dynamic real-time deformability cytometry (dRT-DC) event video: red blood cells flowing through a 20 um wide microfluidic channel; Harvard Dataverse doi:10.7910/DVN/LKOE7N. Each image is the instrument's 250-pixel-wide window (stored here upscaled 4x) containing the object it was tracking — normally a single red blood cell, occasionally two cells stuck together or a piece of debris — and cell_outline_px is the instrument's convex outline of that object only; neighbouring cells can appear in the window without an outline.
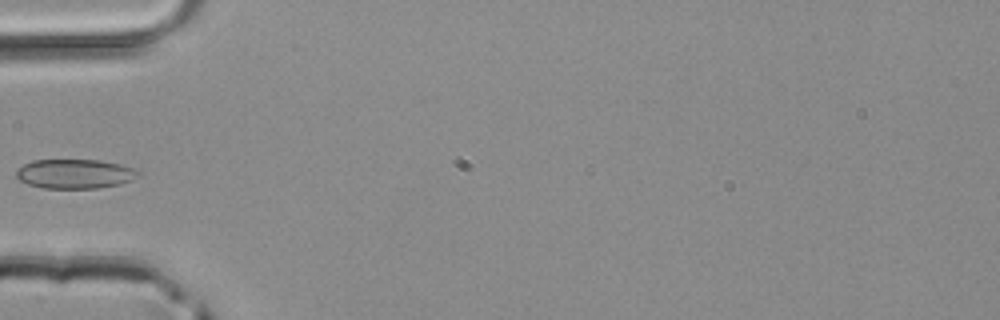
{"species": "common noctule bat (a hibernating species)", "species_latin": "Nyctalus noctula", "temperature_condition": "room temperature", "stored_images_in_passage": 32, "camera_frame_rate_fps": 3000, "um_per_image_px": 0.085, "animal": {"sex": "male", "body_mass_g": 20.4}, "frame": {"image": 1, "passage_image": 1, "time_ms": 0.0, "image_size_px": [1000, 320], "cell_outline_px": [[140, 176], [132, 180], [120, 184], [96, 188], [44, 188], [28, 184], [20, 180], [16, 176], [16, 168], [32, 160], [100, 160], [120, 164], [132, 168], [140, 172]], "centroid_in_image_um": [6.36, 14.77], "position_along_channel_um": 78.6, "area_um2": 20.92}}
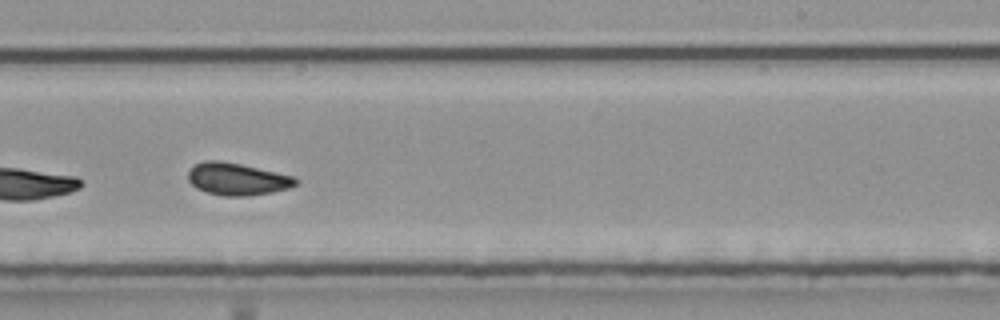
{"frame": {"image": 2, "passage_image": 14, "time_ms": 4.333, "image_size_px": [1000, 320], "cell_outline_px": [[296, 184], [288, 188], [272, 192], [248, 196], [224, 196], [208, 192], [196, 188], [188, 180], [188, 172], [192, 164], [204, 160], [220, 160], [240, 164], [276, 172], [292, 176], [296, 180]], "centroid_in_image_um": [20.09, 15.21], "position_along_channel_um": 268.9, "area_um2": 20.11}}
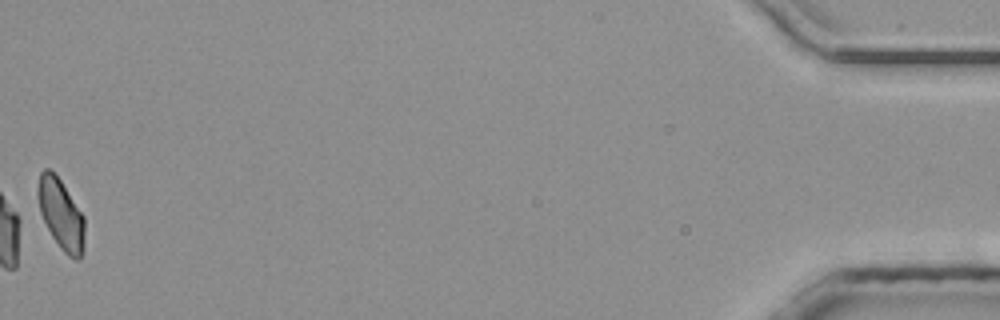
{"frame": {"image": 3, "passage_image": 32, "time_ms": 10.333, "image_size_px": [1000, 320], "cell_outline_px": [[84, 252], [80, 260], [76, 260], [68, 256], [60, 248], [52, 236], [40, 212], [36, 196], [36, 188], [40, 172], [44, 168], [48, 168], [60, 180], [84, 216]], "centroid_in_image_um": [5.17, 18.23], "position_along_channel_um": 430.0, "area_um2": 19.31}}